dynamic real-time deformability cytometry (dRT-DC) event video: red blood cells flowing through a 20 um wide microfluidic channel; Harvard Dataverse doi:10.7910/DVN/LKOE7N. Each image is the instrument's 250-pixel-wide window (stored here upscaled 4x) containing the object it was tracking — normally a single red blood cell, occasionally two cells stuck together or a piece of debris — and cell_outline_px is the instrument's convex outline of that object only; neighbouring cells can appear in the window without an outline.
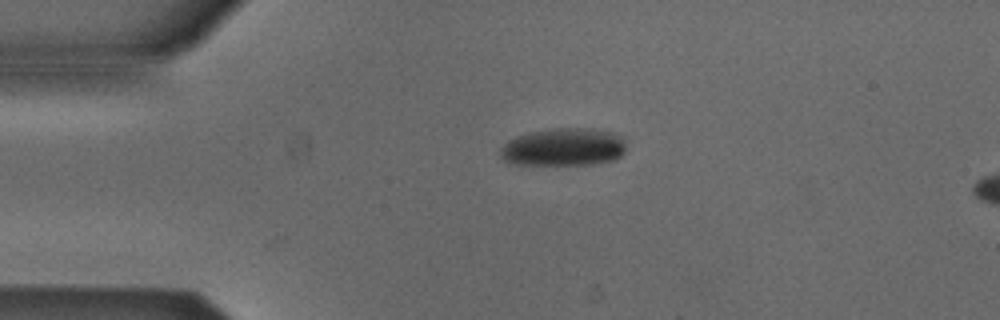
{"species": "Egyptian fruit bat (a non-hibernating species)", "species_latin": "Rousettus aegyptiacus", "temperature_condition": "cold", "stored_images_in_passage": 6, "camera_frame_rate_fps": 3000, "um_per_image_px": 0.085, "animal": {"sex": "male"}, "frame": {"image": 1, "passage_image": 1, "time_ms": 0.0, "image_size_px": [1000, 320], "cell_outline_px": [[624, 152], [620, 156], [612, 160], [592, 164], [516, 164], [504, 160], [500, 156], [500, 148], [508, 140], [528, 132], [556, 128], [592, 128], [612, 132], [620, 136], [624, 140]], "centroid_in_image_um": [47.89, 12.49], "position_along_channel_um": 37.1, "area_um2": 27.57}}